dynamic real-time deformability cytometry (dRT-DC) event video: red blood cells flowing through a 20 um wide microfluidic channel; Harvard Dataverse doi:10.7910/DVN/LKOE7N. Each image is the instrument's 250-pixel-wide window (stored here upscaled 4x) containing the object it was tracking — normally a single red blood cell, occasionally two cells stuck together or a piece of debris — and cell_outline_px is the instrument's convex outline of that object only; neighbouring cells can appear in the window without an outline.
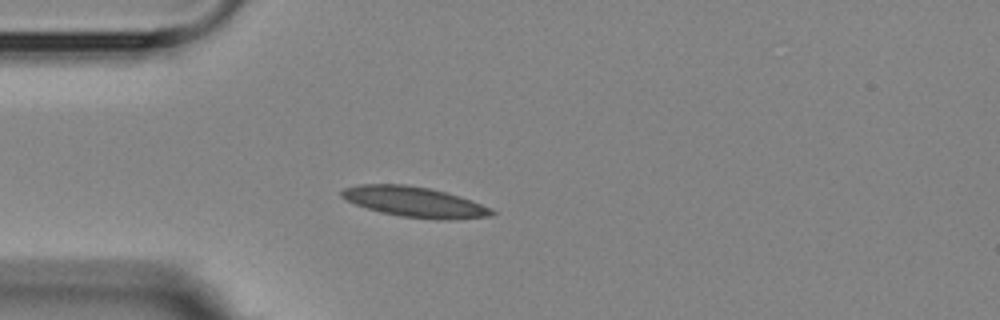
{"species": "Egyptian fruit bat (a non-hibernating species)", "species_latin": "Rousettus aegyptiacus", "temperature_condition": "room temperature", "stored_images_in_passage": 5, "camera_frame_rate_fps": 3000, "um_per_image_px": 0.085, "animal": {"sex": "female"}, "frame": {"image": 1, "passage_image": 1, "time_ms": 0.0, "image_size_px": [1000, 320], "cell_outline_px": [[496, 212], [488, 216], [448, 220], [436, 220], [400, 216], [380, 212], [356, 204], [340, 196], [340, 192], [344, 188], [360, 184], [408, 184], [448, 192], [472, 200], [492, 208]], "centroid_in_image_um": [35.26, 17.16], "position_along_channel_um": 49.7, "area_um2": 26.59}}
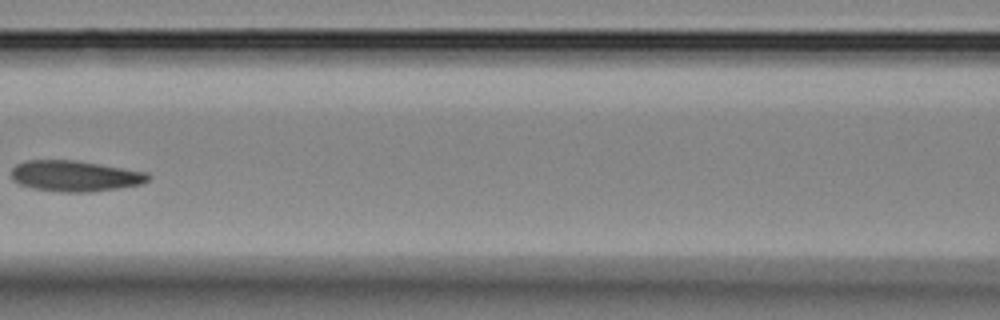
{"frame": {"image": 2, "passage_image": 4, "time_ms": 3.333, "image_size_px": [1000, 320], "cell_outline_px": [[152, 176], [148, 180], [140, 184], [92, 192], [60, 192], [32, 188], [20, 184], [12, 180], [12, 168], [16, 164], [24, 160], [76, 160], [148, 172]], "centroid_in_image_um": [6.36, 14.95], "position_along_channel_um": 160.2, "area_um2": 24.68}}
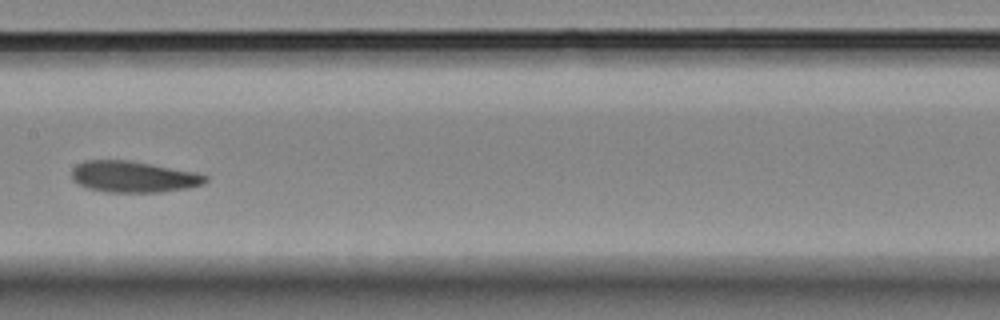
{"frame": {"image": 3, "passage_image": 5, "time_ms": 4.333, "image_size_px": [1000, 320], "cell_outline_px": [[208, 180], [204, 184], [188, 188], [160, 192], [108, 192], [88, 188], [76, 184], [72, 180], [72, 168], [76, 164], [84, 160], [128, 160], [196, 172], [208, 176]], "centroid_in_image_um": [11.32, 15.02], "position_along_channel_um": 196.1, "area_um2": 24.51}}